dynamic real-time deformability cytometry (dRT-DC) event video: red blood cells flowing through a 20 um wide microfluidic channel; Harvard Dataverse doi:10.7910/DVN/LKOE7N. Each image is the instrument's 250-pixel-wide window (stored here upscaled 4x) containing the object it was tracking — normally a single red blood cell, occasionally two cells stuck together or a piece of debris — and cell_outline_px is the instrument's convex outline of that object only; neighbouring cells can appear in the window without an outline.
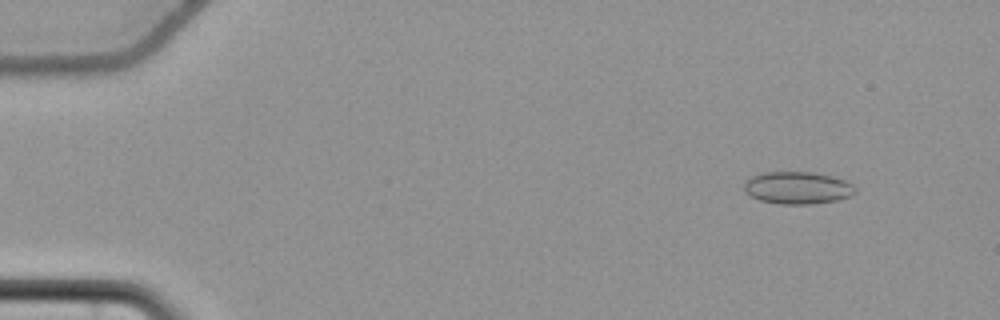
{"species": "common noctule bat (a hibernating species)", "species_latin": "Nyctalus noctula", "temperature_condition": "cold", "stored_images_in_passage": 57, "camera_frame_rate_fps": 3000, "um_per_image_px": 0.085, "animal": {"sex": "female", "body_mass_g": 22.7, "forearm_length_mm": 54.2}, "frame": {"image": 1, "passage_image": 6, "time_ms": 1.667, "image_size_px": [1000, 320], "cell_outline_px": [[856, 192], [848, 196], [836, 200], [808, 204], [780, 204], [760, 200], [744, 192], [744, 184], [752, 176], [760, 172], [816, 172], [832, 176], [844, 180], [852, 184], [856, 188]], "centroid_in_image_um": [67.78, 15.95], "position_along_channel_um": 17.2, "area_um2": 20.87}}
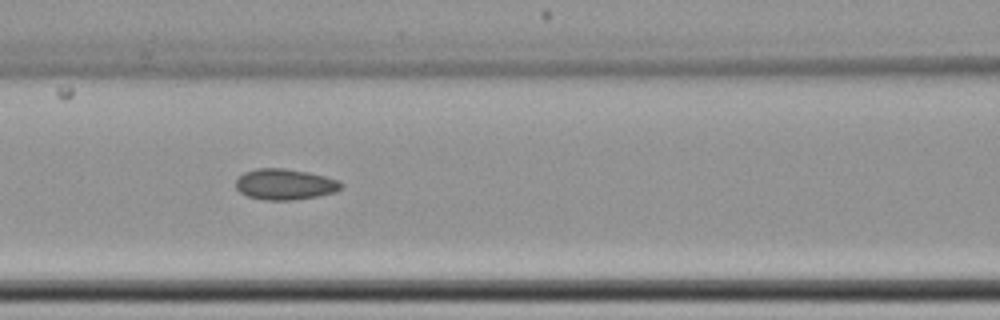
{"frame": {"image": 2, "passage_image": 26, "time_ms": 8.333, "image_size_px": [1000, 320], "cell_outline_px": [[344, 184], [336, 192], [316, 196], [292, 200], [264, 200], [248, 196], [240, 192], [236, 188], [236, 180], [244, 172], [256, 168], [284, 168], [308, 172], [324, 176], [336, 180]], "centroid_in_image_um": [24.2, 15.66], "position_along_channel_um": 142.4, "area_um2": 18.84}}
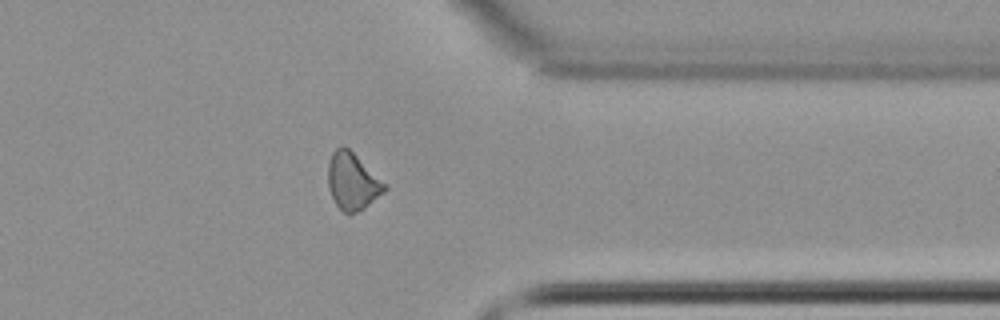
{"frame": {"image": 3, "passage_image": 46, "time_ms": 15.0, "image_size_px": [1000, 320], "cell_outline_px": [[388, 188], [384, 192], [364, 208], [348, 216], [336, 204], [328, 188], [328, 160], [332, 152], [336, 148], [348, 148]], "centroid_in_image_um": [29.91, 15.45], "position_along_channel_um": 381.5, "area_um2": 18.21}, "authors_computed_cell_mechanics": {"area_um2": 18.7272, "velocity_mm_per_s": 3.69, "shape_relaxation_time_tau1_ms": 6.9417, "shape_relaxation_time_tau2_ms": 3.868, "deformation_change_tau1": 0.074, "deformation_change_tau2": 0.0857}}